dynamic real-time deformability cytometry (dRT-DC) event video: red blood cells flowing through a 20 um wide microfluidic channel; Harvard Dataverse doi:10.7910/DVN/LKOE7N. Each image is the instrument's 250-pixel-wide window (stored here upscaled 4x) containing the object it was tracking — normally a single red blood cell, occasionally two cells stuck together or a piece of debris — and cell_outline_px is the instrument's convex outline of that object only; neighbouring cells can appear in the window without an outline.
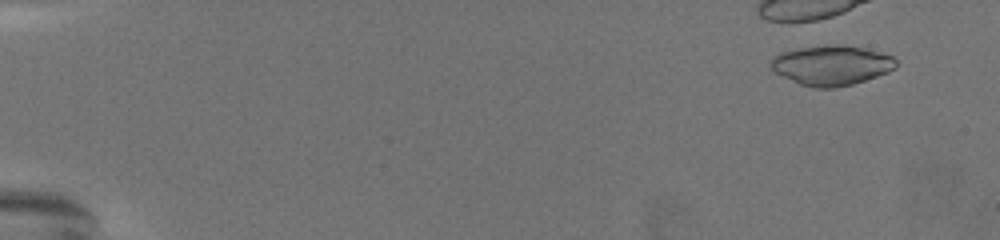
{"species": "common noctule bat (a hibernating species)", "species_latin": "Nyctalus noctula", "temperature_condition": "warm", "stored_images_in_passage": 13, "camera_frame_rate_fps": 3000, "um_per_image_px": 0.085, "animal": {"sex": "female", "body_mass_g": 19.5, "forearm_length_mm": 54.1}, "frame": {"image": 1, "passage_image": 6, "time_ms": 1.667, "image_size_px": [1000, 240], "cell_outline_px": [[896, 68], [888, 72], [852, 84], [836, 88], [812, 88], [800, 84], [776, 72], [768, 64], [772, 56], [780, 52], [800, 48], [836, 44], [860, 48], [892, 56], [896, 60]], "centroid_in_image_um": [70.64, 5.56], "position_along_channel_um": 14.4, "area_um2": 28.73}}